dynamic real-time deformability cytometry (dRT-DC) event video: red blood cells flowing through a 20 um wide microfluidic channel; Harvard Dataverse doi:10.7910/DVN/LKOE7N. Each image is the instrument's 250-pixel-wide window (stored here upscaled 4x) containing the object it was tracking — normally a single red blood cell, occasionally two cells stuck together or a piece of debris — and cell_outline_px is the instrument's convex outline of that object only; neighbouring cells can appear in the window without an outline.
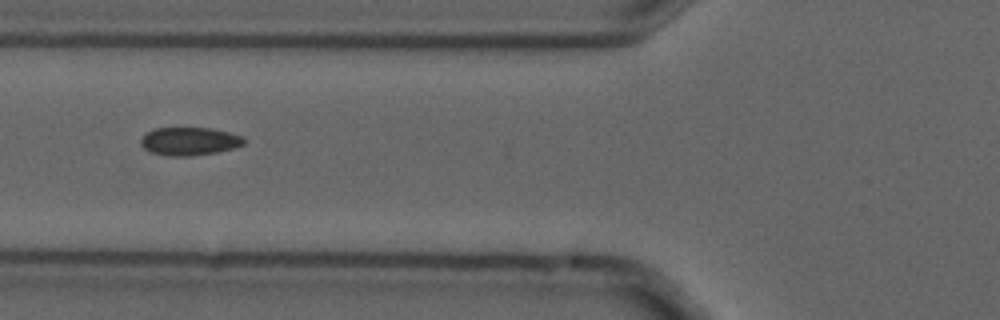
{"species": "common noctule bat (a hibernating species)", "species_latin": "Nyctalus noctula", "temperature_condition": "cold", "stored_images_in_passage": 8, "camera_frame_rate_fps": 3000, "um_per_image_px": 0.085, "animal": {"sex": "male", "forearm_length_mm": 52.5}, "frame": {"image": 1, "passage_image": 3, "time_ms": 0.667, "image_size_px": [1000, 320], "cell_outline_px": [[244, 144], [232, 148], [216, 152], [192, 156], [168, 156], [152, 152], [144, 148], [140, 144], [140, 140], [148, 132], [156, 128], [212, 128], [228, 132], [240, 136], [244, 140]], "centroid_in_image_um": [16.08, 12.01], "position_along_channel_um": 109.7, "area_um2": 16.65}}
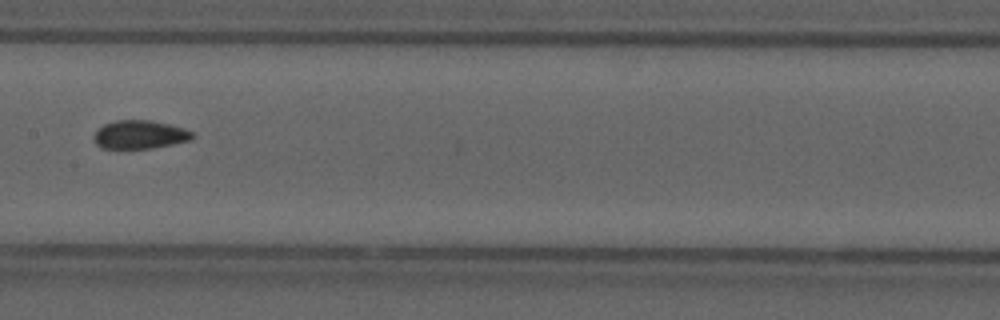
{"frame": {"image": 2, "passage_image": 5, "time_ms": 1.333, "image_size_px": [1000, 320], "cell_outline_px": [[196, 136], [192, 140], [152, 148], [100, 148], [96, 144], [92, 136], [96, 128], [104, 124], [116, 120], [152, 120], [184, 128], [192, 132]], "centroid_in_image_um": [11.86, 11.43], "position_along_channel_um": 195.5, "area_um2": 16.53}}
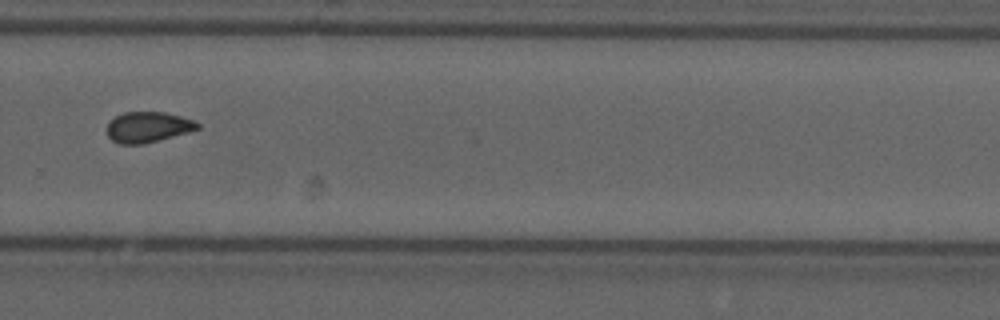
{"frame": {"image": 3, "passage_image": 8, "time_ms": 2.333, "image_size_px": [1000, 320], "cell_outline_px": [[200, 128], [188, 132], [144, 144], [120, 144], [112, 140], [108, 136], [108, 124], [116, 116], [124, 112], [164, 112], [180, 116], [192, 120], [200, 124]], "centroid_in_image_um": [12.58, 10.8], "position_along_channel_um": 317.2, "area_um2": 15.95}}